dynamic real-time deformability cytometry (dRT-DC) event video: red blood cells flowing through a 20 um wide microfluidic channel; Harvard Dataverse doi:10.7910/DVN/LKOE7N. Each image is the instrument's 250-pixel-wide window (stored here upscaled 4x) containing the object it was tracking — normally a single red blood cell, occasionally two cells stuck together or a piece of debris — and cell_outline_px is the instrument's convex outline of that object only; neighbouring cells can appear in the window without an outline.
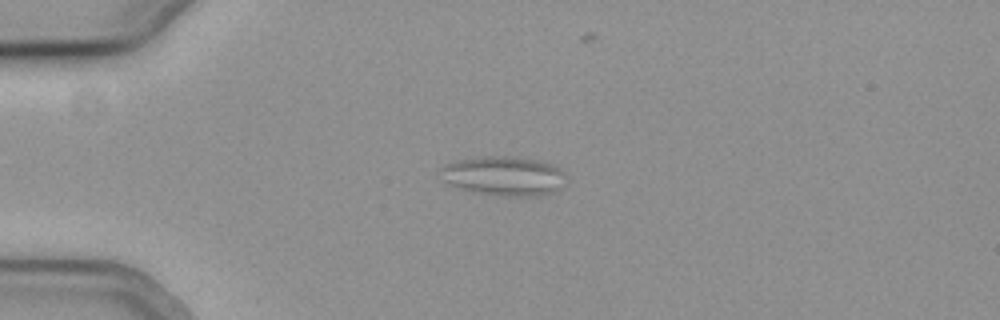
{"species": "common noctule bat (a hibernating species)", "species_latin": "Nyctalus noctula", "temperature_condition": "cold", "stored_images_in_passage": 60, "camera_frame_rate_fps": 3000, "um_per_image_px": 0.085, "animal": {"sex": "female", "body_mass_g": 19.3, "forearm_length_mm": 54.1}, "frame": {"image": 1, "passage_image": 14, "time_ms": 4.333, "image_size_px": [1000, 320], "cell_outline_px": [[564, 172], [552, 188], [544, 192], [484, 192], [464, 188], [452, 184], [444, 180], [440, 168], [444, 164], [456, 160], [484, 156], [516, 156], [540, 160], [556, 164]], "centroid_in_image_um": [42.69, 14.8], "position_along_channel_um": 42.3, "area_um2": 26.24}}
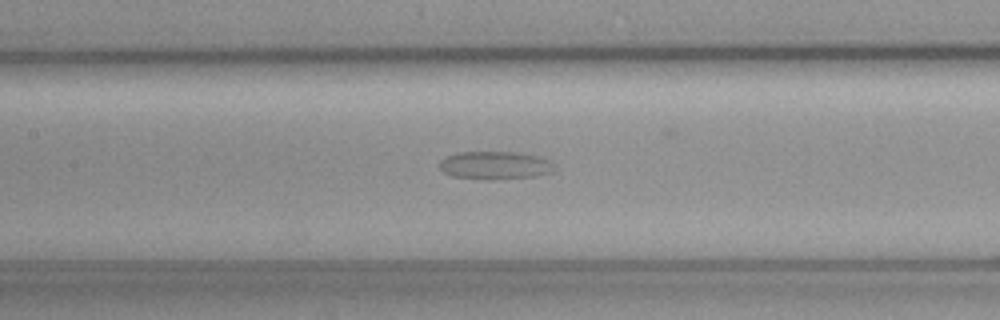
{"frame": {"image": 2, "passage_image": 28, "time_ms": 9.0, "image_size_px": [1000, 320], "cell_outline_px": [[556, 168], [552, 172], [536, 176], [492, 180], [484, 180], [452, 176], [444, 172], [440, 168], [440, 160], [448, 156], [460, 152], [516, 152], [540, 156], [548, 160]], "centroid_in_image_um": [42.09, 14.06], "position_along_channel_um": 165.3, "area_um2": 18.84}}
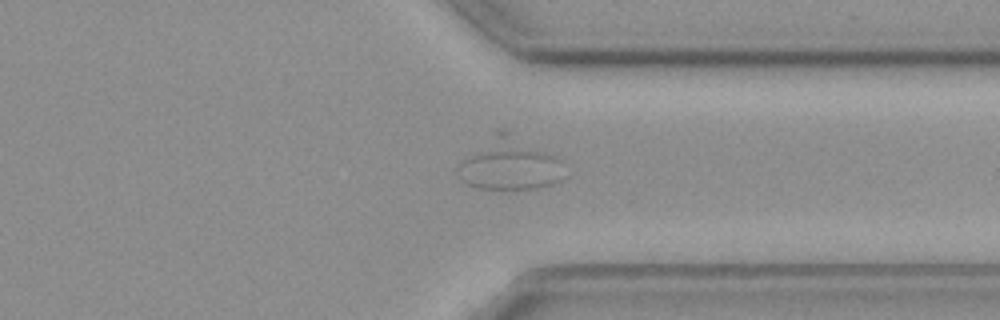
{"frame": {"image": 3, "passage_image": 46, "time_ms": 15.0, "image_size_px": [1000, 320], "cell_outline_px": [[564, 160], [560, 180], [552, 184], [540, 188], [480, 188], [468, 184], [464, 180], [464, 160], [496, 128], [508, 128]], "centroid_in_image_um": [43.46, 13.86], "position_along_channel_um": 367.9, "area_um2": 31.79}}